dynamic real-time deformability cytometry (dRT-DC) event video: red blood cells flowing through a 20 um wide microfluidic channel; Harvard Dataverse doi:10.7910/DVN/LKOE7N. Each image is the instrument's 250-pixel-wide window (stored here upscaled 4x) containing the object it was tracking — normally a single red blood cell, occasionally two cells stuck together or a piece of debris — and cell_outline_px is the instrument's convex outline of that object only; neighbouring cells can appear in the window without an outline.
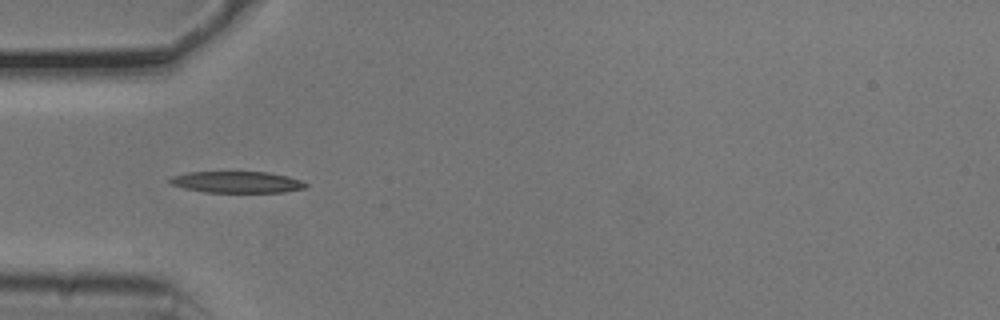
{"species": "common noctule bat (a hibernating species)", "species_latin": "Nyctalus noctula", "temperature_condition": "cold", "stored_images_in_passage": 17, "camera_frame_rate_fps": 3000, "um_per_image_px": 0.085, "animal": {"sex": "male", "body_mass_g": 20.5, "forearm_length_mm": 52.5}, "frame": {"image": 1, "passage_image": 1, "time_ms": 0.0, "image_size_px": [1000, 320], "cell_outline_px": [[308, 188], [284, 192], [204, 192], [184, 188], [168, 184], [168, 180], [172, 176], [188, 172], [268, 172], [288, 176], [300, 180], [308, 184]], "centroid_in_image_um": [20.14, 15.48], "position_along_channel_um": 64.9, "area_um2": 17.11}}
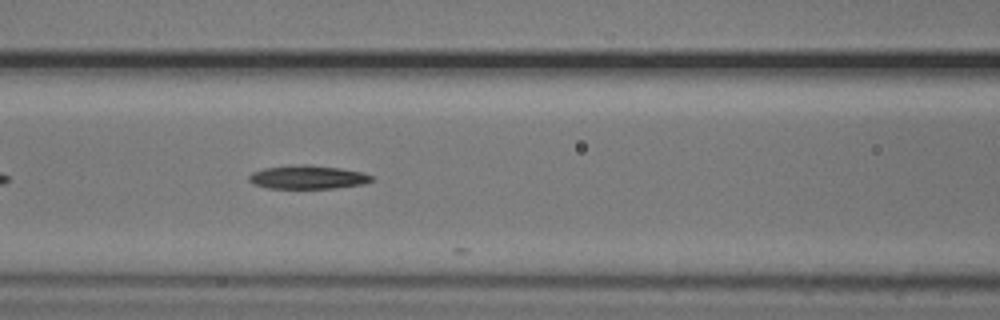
{"frame": {"image": 2, "passage_image": 7, "time_ms": 2.0, "image_size_px": [1000, 320], "cell_outline_px": [[372, 180], [364, 184], [332, 188], [268, 188], [252, 184], [248, 180], [248, 176], [252, 172], [264, 168], [304, 164], [340, 168], [360, 172], [372, 176]], "centroid_in_image_um": [26.11, 15.06], "position_along_channel_um": 140.5, "area_um2": 16.65}}
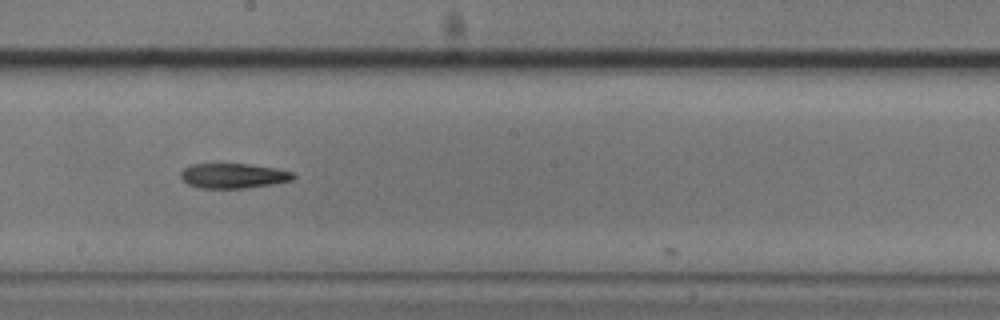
{"frame": {"image": 3, "passage_image": 14, "time_ms": 4.333, "image_size_px": [1000, 320], "cell_outline_px": [[296, 176], [292, 180], [272, 184], [244, 188], [200, 188], [188, 184], [180, 176], [180, 172], [184, 168], [192, 164], [248, 164], [276, 168], [292, 172]], "centroid_in_image_um": [19.83, 14.94], "position_along_channel_um": 228.4, "area_um2": 16.24}}